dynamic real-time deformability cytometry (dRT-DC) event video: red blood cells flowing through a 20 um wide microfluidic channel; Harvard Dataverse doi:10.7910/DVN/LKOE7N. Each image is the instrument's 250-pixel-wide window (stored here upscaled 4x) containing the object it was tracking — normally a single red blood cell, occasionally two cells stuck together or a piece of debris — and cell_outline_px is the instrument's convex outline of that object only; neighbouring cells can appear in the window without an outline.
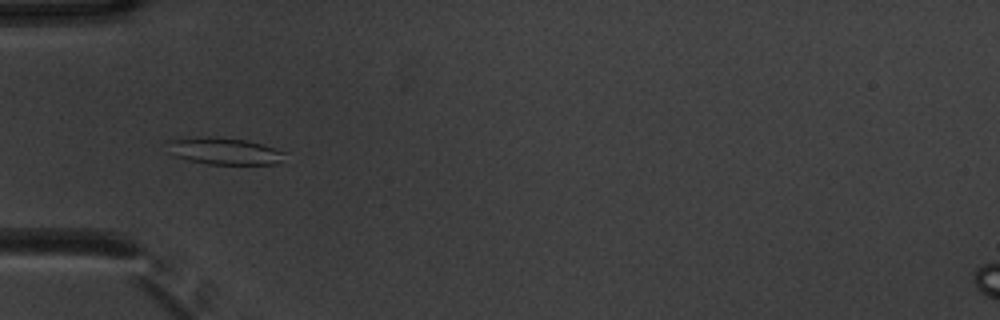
{"species": "common noctule bat (a hibernating species)", "species_latin": "Nyctalus noctula", "temperature_condition": "warm", "stored_images_in_passage": 53, "camera_frame_rate_fps": 3000, "um_per_image_px": 0.085, "animal": {"sex": "male", "body_mass_g": 20.1, "forearm_length_mm": 53.5}, "frame": {"image": 1, "passage_image": 17, "time_ms": 5.333, "image_size_px": [1000, 320], "cell_outline_px": [[288, 152], [276, 164], [208, 164], [188, 160], [176, 156], [168, 152], [168, 140], [208, 136], [248, 140]], "centroid_in_image_um": [19.07, 12.84], "position_along_channel_um": 65.9, "area_um2": 18.32}}
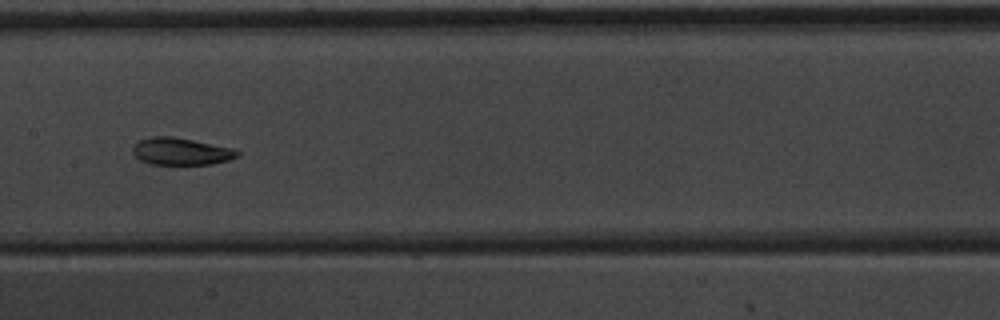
{"frame": {"image": 2, "passage_image": 27, "time_ms": 8.667, "image_size_px": [1000, 320], "cell_outline_px": [[240, 156], [228, 160], [212, 164], [148, 164], [140, 160], [132, 152], [132, 148], [140, 140], [152, 136], [172, 136], [232, 148], [240, 152]], "centroid_in_image_um": [15.38, 12.87], "position_along_channel_um": 192.0, "area_um2": 16.47}}
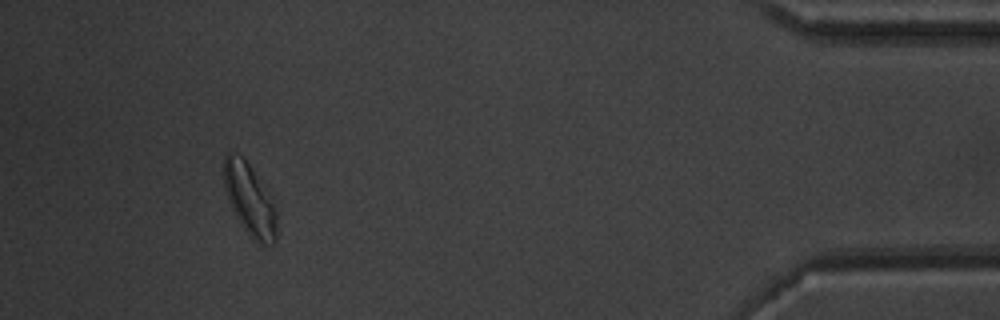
{"frame": {"image": 3, "passage_image": 49, "time_ms": 16.0, "image_size_px": [1000, 320], "cell_outline_px": [[276, 244], [260, 244], [252, 240], [240, 224], [228, 200], [224, 184], [224, 156], [228, 152], [232, 152], [240, 156], [248, 164], [276, 208]], "centroid_in_image_um": [21.21, 17.04], "position_along_channel_um": 414.0, "area_um2": 21.62}, "authors_computed_cell_mechanics": {"area_um2": 18.496, "velocity_mm_per_s": 3.817, "shape_relaxation_time_tau1_ms": 3.8019, "shape_relaxation_time_tau2_ms": 3.8873, "deformation_change_tau1": 0.1034, "deformation_change_tau2": 0.087}}